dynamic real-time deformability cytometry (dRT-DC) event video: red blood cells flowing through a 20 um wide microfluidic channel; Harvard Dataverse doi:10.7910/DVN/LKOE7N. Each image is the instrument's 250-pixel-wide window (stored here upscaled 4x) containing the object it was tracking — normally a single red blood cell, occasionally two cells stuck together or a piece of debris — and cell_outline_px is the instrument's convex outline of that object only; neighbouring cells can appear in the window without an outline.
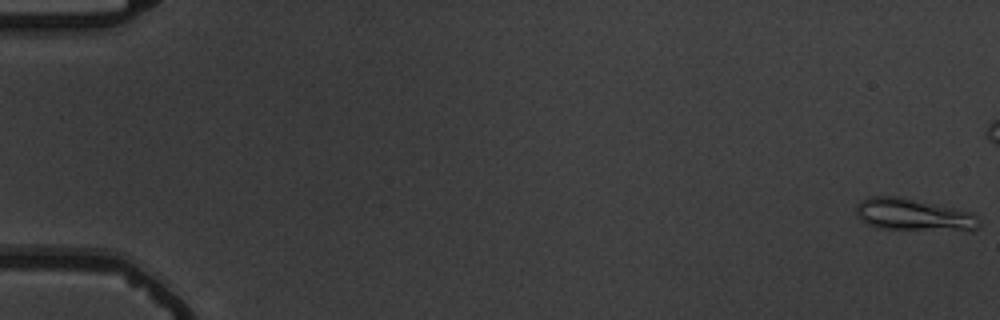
{"species": "common noctule bat (a hibernating species)", "species_latin": "Nyctalus noctula", "temperature_condition": "warm", "stored_images_in_passage": 17, "camera_frame_rate_fps": 3000, "um_per_image_px": 0.085, "animal": {"sex": "male", "body_mass_g": 19.5, "forearm_length_mm": 54.6}, "frame": {"image": 1, "passage_image": 1, "time_ms": 0.0, "image_size_px": [1000, 320], "cell_outline_px": [[980, 224], [972, 232], [876, 228], [868, 224], [856, 216], [856, 204], [860, 200], [868, 196], [896, 196], [972, 212], [980, 220]], "centroid_in_image_um": [77.66, 18.28], "position_along_channel_um": 7.3, "area_um2": 23.41}}
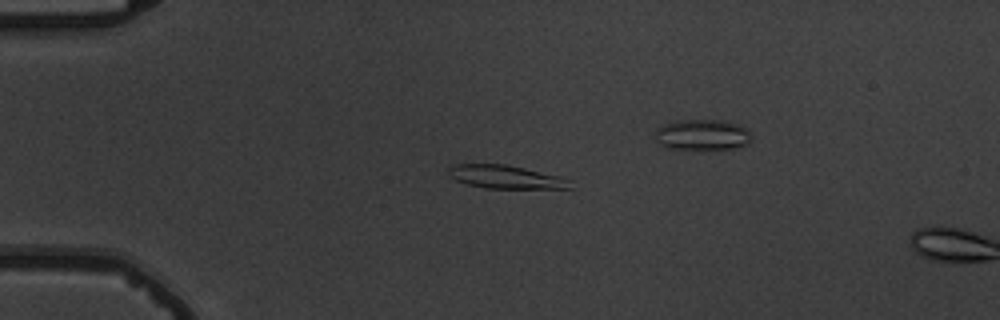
{"frame": {"image": 2, "passage_image": 15, "time_ms": 4.667, "image_size_px": [1000, 320], "cell_outline_px": [[572, 188], [484, 188], [468, 184], [456, 180], [448, 176], [448, 168], [456, 164], [504, 164], [524, 168], [560, 176], [572, 180]], "centroid_in_image_um": [42.99, 15.04], "position_along_channel_um": 42.0, "area_um2": 16.47}}